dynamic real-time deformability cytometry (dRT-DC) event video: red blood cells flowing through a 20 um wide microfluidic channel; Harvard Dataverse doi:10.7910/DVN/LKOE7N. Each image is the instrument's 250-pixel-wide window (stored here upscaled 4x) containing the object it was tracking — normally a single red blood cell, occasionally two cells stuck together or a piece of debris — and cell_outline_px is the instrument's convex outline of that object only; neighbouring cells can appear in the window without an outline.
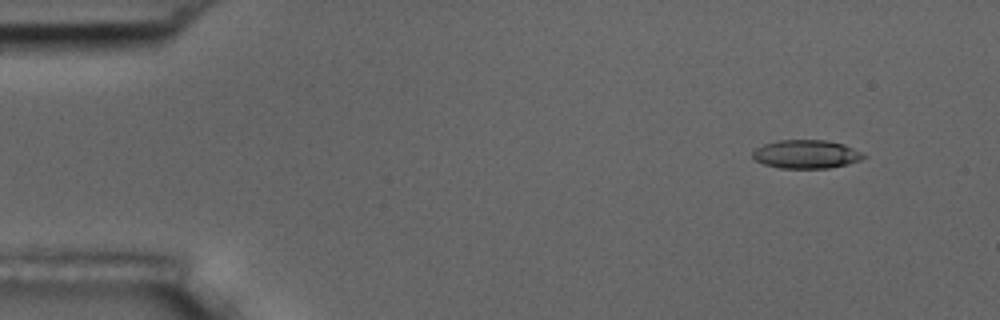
{"species": "common noctule bat (a hibernating species)", "species_latin": "Nyctalus noctula", "temperature_condition": "room temperature", "stored_images_in_passage": 52, "camera_frame_rate_fps": 3000, "um_per_image_px": 0.085, "animal": {"sex": "male", "body_mass_g": 17.5, "forearm_length_mm": 52.3}, "frame": {"image": 1, "passage_image": 1, "time_ms": 0.0, "image_size_px": [1000, 320], "cell_outline_px": [[868, 156], [860, 160], [848, 164], [828, 168], [780, 168], [764, 164], [756, 160], [752, 156], [752, 152], [756, 148], [764, 144], [780, 140], [828, 140], [844, 144]], "centroid_in_image_um": [68.54, 13.1], "position_along_channel_um": 16.5, "area_um2": 18.38}}
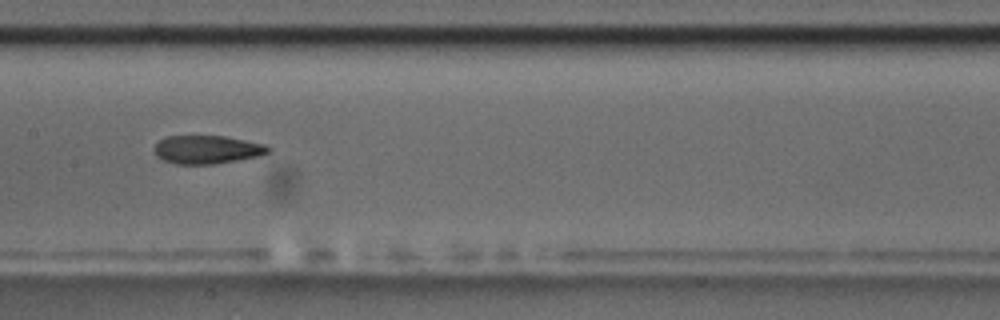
{"frame": {"image": 2, "passage_image": 24, "time_ms": 7.667, "image_size_px": [1000, 320], "cell_outline_px": [[272, 152], [260, 156], [216, 164], [176, 164], [164, 160], [156, 156], [152, 148], [164, 136], [224, 136], [264, 144], [272, 148]], "centroid_in_image_um": [17.61, 12.72], "position_along_channel_um": 189.8, "area_um2": 19.02}}
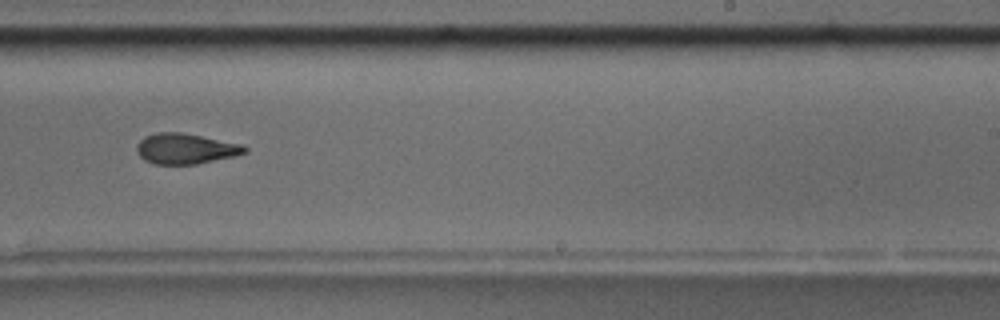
{"frame": {"image": 3, "passage_image": 31, "time_ms": 10.0, "image_size_px": [1000, 320], "cell_outline_px": [[248, 152], [232, 156], [196, 164], [156, 164], [144, 160], [136, 152], [136, 144], [144, 136], [156, 132], [180, 132], [240, 144], [248, 148]], "centroid_in_image_um": [15.71, 12.63], "position_along_channel_um": 273.3, "area_um2": 19.02}, "authors_computed_cell_mechanics": {"area_um2": 19.652, "velocity_mm_per_s": 3.585, "shape_relaxation_time_tau1_ms": null, "shape_relaxation_time_tau2_ms": 3.2384, "deformation_change_tau1": null, "deformation_change_tau2": 0.1086}}